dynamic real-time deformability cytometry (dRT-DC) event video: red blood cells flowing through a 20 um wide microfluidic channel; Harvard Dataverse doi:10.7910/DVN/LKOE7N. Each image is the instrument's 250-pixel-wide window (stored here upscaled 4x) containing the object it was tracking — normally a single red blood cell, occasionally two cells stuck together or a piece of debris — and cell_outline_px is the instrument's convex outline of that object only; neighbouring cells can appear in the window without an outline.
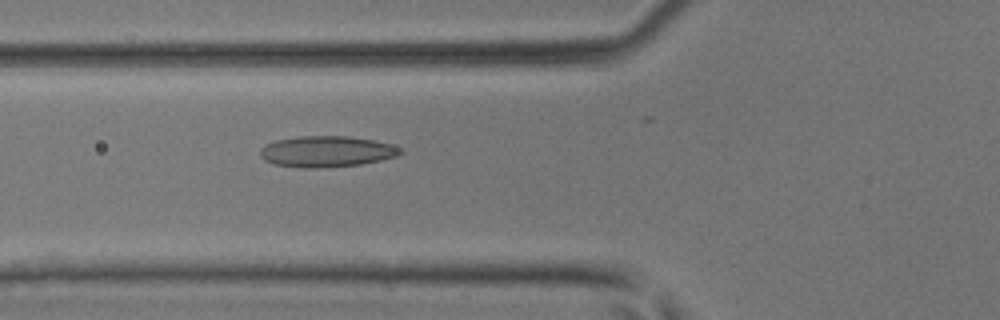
{"species": "common noctule bat (a hibernating species)", "species_latin": "Nyctalus noctula", "temperature_condition": "room temperature", "stored_images_in_passage": 48, "camera_frame_rate_fps": 3000, "um_per_image_px": 0.085, "animal": {"sex": "male", "body_mass_g": 17.9, "forearm_length_mm": 54.2}, "frame": {"image": 1, "passage_image": 18, "time_ms": 5.667, "image_size_px": [1000, 320], "cell_outline_px": [[404, 152], [400, 156], [360, 164], [316, 168], [304, 168], [276, 164], [264, 160], [260, 156], [260, 148], [264, 144], [276, 140], [300, 136], [348, 136], [372, 140], [404, 148]], "centroid_in_image_um": [27.77, 12.87], "position_along_channel_um": 98.0, "area_um2": 25.37}}
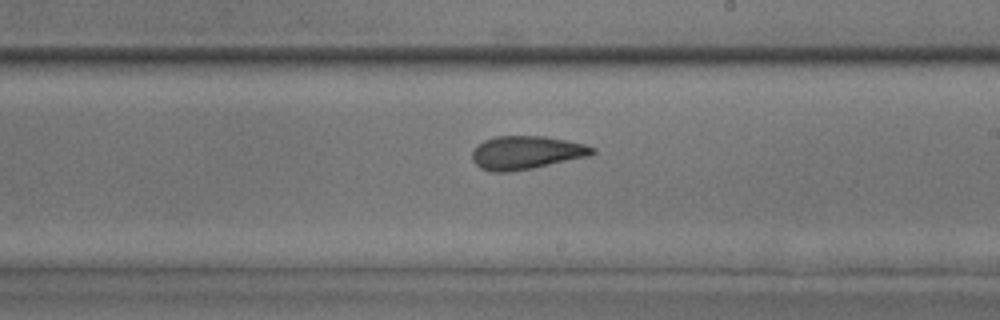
{"frame": {"image": 2, "passage_image": 28, "time_ms": 9.0, "image_size_px": [1000, 320], "cell_outline_px": [[596, 152], [588, 156], [532, 168], [512, 172], [492, 172], [480, 168], [472, 160], [472, 152], [484, 140], [496, 136], [544, 136], [584, 144], [596, 148]], "centroid_in_image_um": [44.72, 12.98], "position_along_channel_um": 244.3, "area_um2": 23.18}}
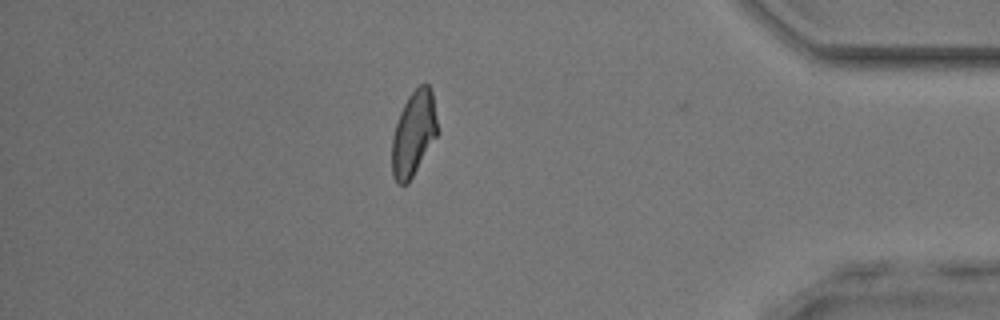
{"frame": {"image": 3, "passage_image": 41, "time_ms": 13.333, "image_size_px": [1000, 320], "cell_outline_px": [[436, 136], [408, 184], [396, 184], [392, 176], [392, 136], [400, 112], [408, 96], [420, 84], [428, 84], [432, 92], [436, 120]], "centroid_in_image_um": [35.12, 11.38], "position_along_channel_um": 400.1, "area_um2": 22.08}}